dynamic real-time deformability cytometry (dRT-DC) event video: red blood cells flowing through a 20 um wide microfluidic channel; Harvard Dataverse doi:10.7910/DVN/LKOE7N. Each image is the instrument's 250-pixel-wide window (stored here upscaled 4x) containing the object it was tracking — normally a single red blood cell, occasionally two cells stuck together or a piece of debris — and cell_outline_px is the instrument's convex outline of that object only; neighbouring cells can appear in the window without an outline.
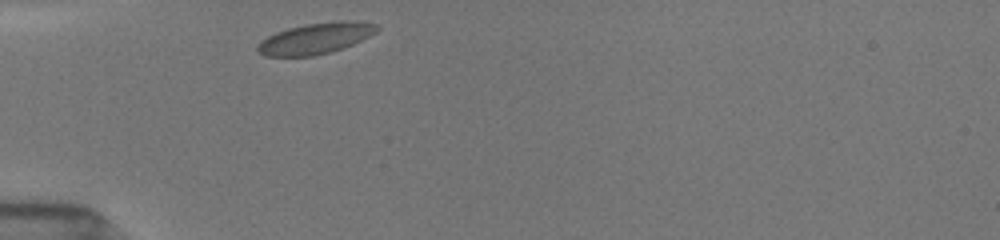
{"species": "common noctule bat (a hibernating species)", "species_latin": "Nyctalus noctula", "temperature_condition": "room temperature", "stored_images_in_passage": 32, "camera_frame_rate_fps": 3000, "um_per_image_px": 0.085, "animal": {"sex": "female", "body_mass_g": 19.5, "forearm_length_mm": 54.1}, "frame": {"image": 1, "passage_image": 1, "time_ms": 0.0, "image_size_px": [1000, 240], "cell_outline_px": [[380, 28], [376, 32], [352, 44], [332, 52], [312, 56], [264, 56], [256, 48], [256, 44], [260, 40], [276, 32], [288, 28], [304, 24], [340, 20], [352, 20], [376, 24]], "centroid_in_image_um": [26.8, 3.25], "position_along_channel_um": 58.2, "area_um2": 21.62}}
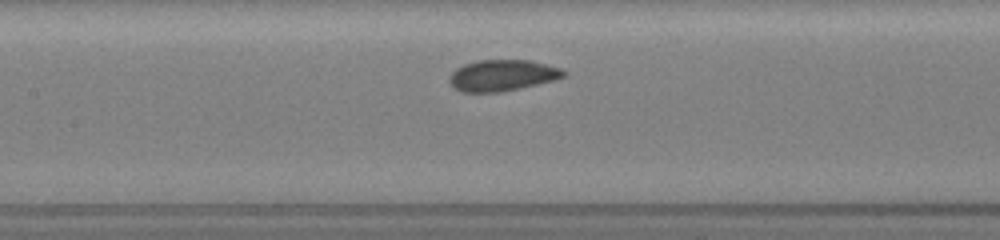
{"frame": {"image": 2, "passage_image": 11, "time_ms": 3.0, "image_size_px": [1000, 240], "cell_outline_px": [[568, 76], [520, 88], [500, 92], [460, 92], [448, 80], [448, 76], [456, 68], [464, 64], [476, 60], [532, 60], [560, 68], [568, 72]], "centroid_in_image_um": [42.7, 6.4], "position_along_channel_um": 164.7, "area_um2": 20.87}}
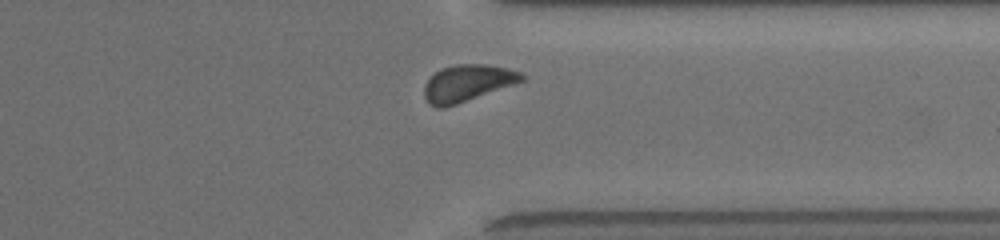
{"frame": {"image": 3, "passage_image": 28, "time_ms": 8.333, "image_size_px": [1000, 240], "cell_outline_px": [[524, 80], [456, 104], [440, 108], [436, 108], [428, 104], [424, 96], [424, 84], [440, 68], [456, 64], [484, 64], [508, 68], [520, 72], [524, 76]], "centroid_in_image_um": [39.68, 7.05], "position_along_channel_um": 371.7, "area_um2": 20.58}, "authors_computed_cell_mechanics": {"area_um2": 20.6924, "velocity_mm_per_s": 3.8832, "shape_relaxation_time_tau1_ms": 2.3053, "shape_relaxation_time_tau2_ms": null, "deformation_change_tau1": 0.0463, "deformation_change_tau2": null}}